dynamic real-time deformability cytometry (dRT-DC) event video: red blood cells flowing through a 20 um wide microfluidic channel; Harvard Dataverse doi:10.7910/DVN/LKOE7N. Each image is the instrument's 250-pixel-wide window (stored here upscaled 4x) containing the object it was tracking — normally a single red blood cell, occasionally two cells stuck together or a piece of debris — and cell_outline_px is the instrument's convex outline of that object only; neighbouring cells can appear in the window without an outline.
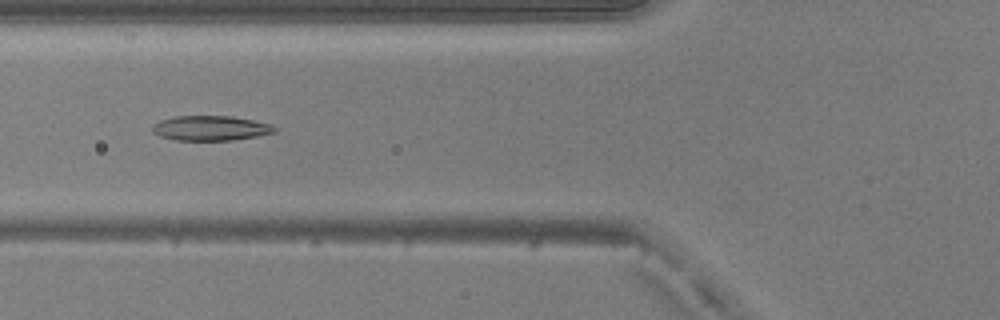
{"species": "common noctule bat (a hibernating species)", "species_latin": "Nyctalus noctula", "temperature_condition": "warm", "stored_images_in_passage": 49, "camera_frame_rate_fps": 3000, "um_per_image_px": 0.085, "animal": {"sex": "male", "body_mass_g": 20.5, "forearm_length_mm": 52.5}, "frame": {"image": 1, "passage_image": 19, "time_ms": 6.0, "image_size_px": [1000, 320], "cell_outline_px": [[276, 132], [256, 136], [232, 140], [176, 140], [160, 136], [152, 132], [152, 124], [160, 120], [176, 116], [232, 116], [272, 124], [276, 128]], "centroid_in_image_um": [17.88, 10.89], "position_along_channel_um": 107.9, "area_um2": 17.69}}
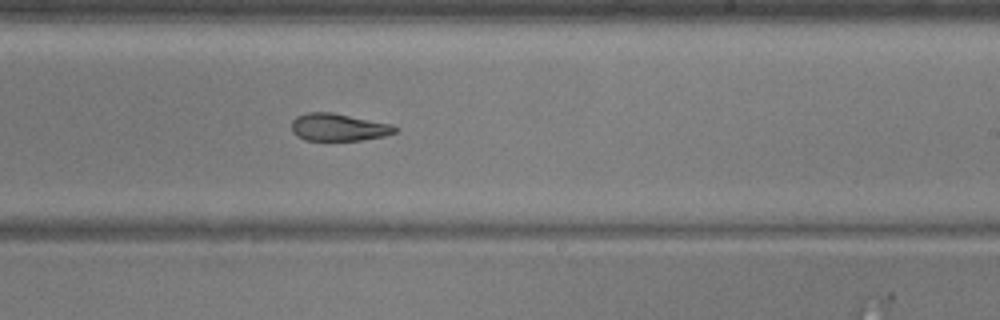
{"frame": {"image": 2, "passage_image": 30, "time_ms": 9.667, "image_size_px": [1000, 320], "cell_outline_px": [[400, 128], [396, 132], [384, 136], [360, 140], [304, 140], [296, 136], [292, 132], [292, 120], [296, 116], [308, 112], [332, 112], [392, 124]], "centroid_in_image_um": [28.77, 10.81], "position_along_channel_um": 260.2, "area_um2": 16.65}}
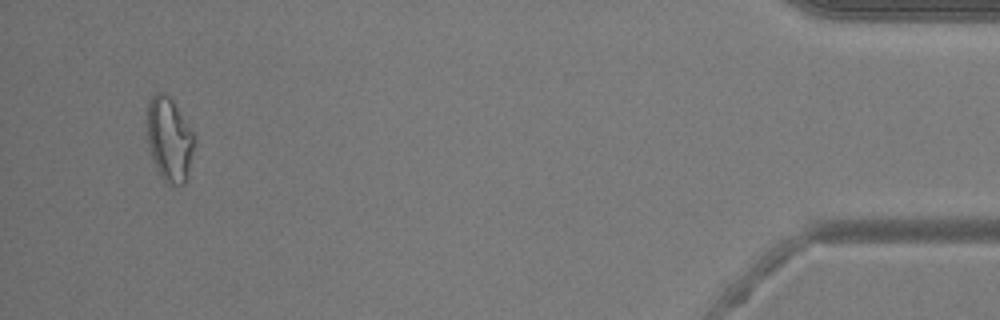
{"frame": {"image": 3, "passage_image": 47, "time_ms": 15.333, "image_size_px": [1000, 320], "cell_outline_px": [[192, 152], [188, 176], [184, 184], [168, 184], [160, 176], [156, 168], [148, 148], [144, 120], [148, 100], [156, 92], [164, 92], [172, 100], [192, 132]], "centroid_in_image_um": [14.3, 11.82], "position_along_channel_um": 420.9, "area_um2": 23.24}, "authors_computed_cell_mechanics": {"area_um2": 18.6116, "velocity_mm_per_s": 4.1445, "shape_relaxation_time_tau1_ms": null, "shape_relaxation_time_tau2_ms": 3.2789, "deformation_change_tau1": null, "deformation_change_tau2": 0.1125}}